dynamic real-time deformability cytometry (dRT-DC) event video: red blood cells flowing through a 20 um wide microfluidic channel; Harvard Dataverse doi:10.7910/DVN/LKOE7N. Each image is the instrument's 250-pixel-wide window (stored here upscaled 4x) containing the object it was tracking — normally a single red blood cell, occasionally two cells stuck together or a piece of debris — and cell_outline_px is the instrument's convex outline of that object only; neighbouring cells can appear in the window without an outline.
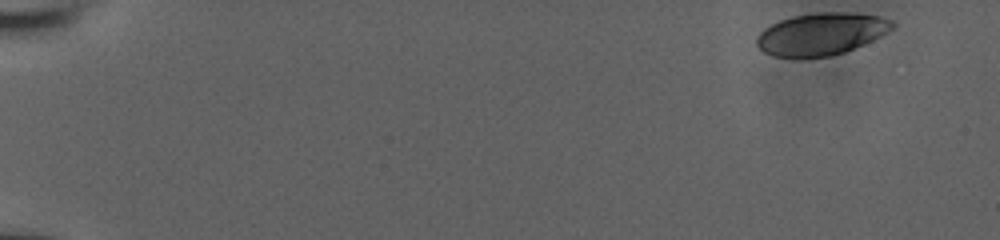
{"species": "human", "species_latin": "Homo sapiens", "temperature_condition": "room temperature", "stored_images_in_passage": 19, "camera_frame_rate_fps": 3000, "um_per_image_px": 0.085, "donor": {"sex": "male"}, "frame": {"image": 1, "passage_image": 1, "time_ms": 0.0, "image_size_px": [1000, 240], "cell_outline_px": [[896, 24], [888, 32], [872, 40], [844, 52], [828, 56], [772, 56], [764, 52], [756, 44], [756, 36], [764, 28], [780, 20], [792, 16], [820, 12], [836, 12], [880, 16], [892, 20]], "centroid_in_image_um": [69.79, 2.87], "position_along_channel_um": 15.2, "area_um2": 32.83}}
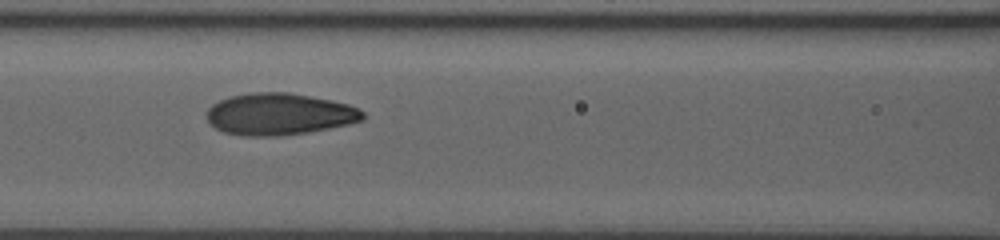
{"frame": {"image": 2, "passage_image": 14, "time_ms": 7.667, "image_size_px": [1000, 240], "cell_outline_px": [[364, 120], [348, 124], [308, 132], [280, 136], [240, 136], [224, 132], [216, 128], [208, 120], [208, 108], [212, 104], [228, 96], [252, 92], [288, 92], [332, 100], [348, 104], [364, 112]], "centroid_in_image_um": [23.73, 9.7], "position_along_channel_um": 142.9, "area_um2": 38.03}}
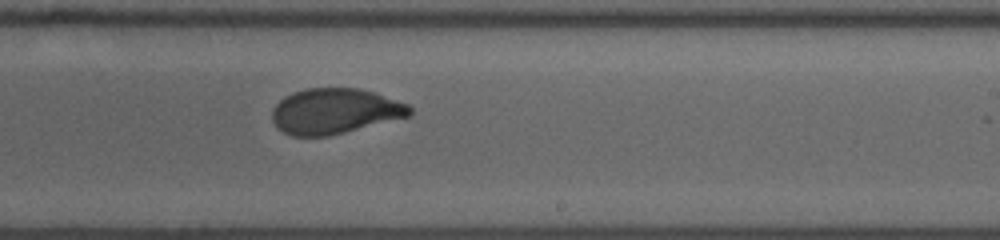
{"frame": {"image": 3, "passage_image": 19, "time_ms": 10.667, "image_size_px": [1000, 240], "cell_outline_px": [[412, 112], [408, 116], [328, 136], [292, 136], [276, 128], [272, 120], [272, 112], [276, 104], [284, 96], [292, 92], [308, 88], [356, 88], [376, 92], [408, 104], [412, 108]], "centroid_in_image_um": [28.43, 9.44], "position_along_channel_um": 260.6, "area_um2": 36.36}}